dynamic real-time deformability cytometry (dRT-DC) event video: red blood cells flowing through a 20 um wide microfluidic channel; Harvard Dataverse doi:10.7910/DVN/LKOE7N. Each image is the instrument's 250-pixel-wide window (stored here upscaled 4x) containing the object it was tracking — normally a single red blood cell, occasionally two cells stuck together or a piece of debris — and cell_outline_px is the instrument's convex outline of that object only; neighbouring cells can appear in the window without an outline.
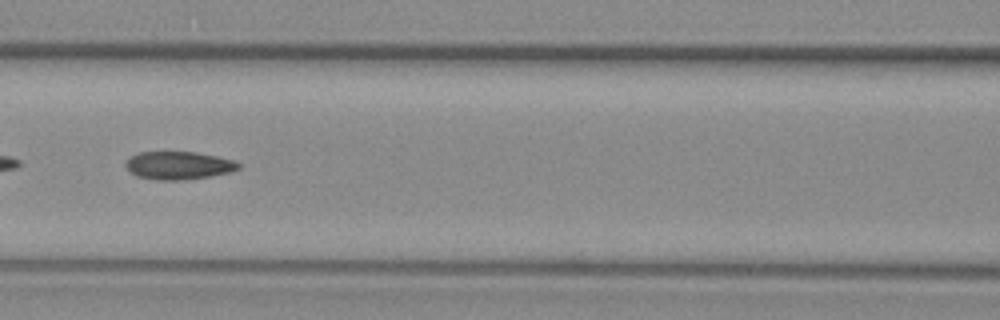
{"species": "common noctule bat (a hibernating species)", "species_latin": "Nyctalus noctula", "temperature_condition": "warm", "stored_images_in_passage": 44, "camera_frame_rate_fps": 3000, "um_per_image_px": 0.085, "animal": {"sex": "female", "body_mass_g": 29.2, "forearm_length_mm": 56.3}, "frame": {"image": 1, "passage_image": 13, "time_ms": 4.0, "image_size_px": [1000, 320], "cell_outline_px": [[240, 168], [228, 172], [208, 176], [180, 180], [156, 180], [136, 176], [124, 164], [132, 156], [140, 152], [196, 152], [216, 156], [232, 160], [240, 164]], "centroid_in_image_um": [15.16, 14.06], "position_along_channel_um": 151.4, "area_um2": 18.03}}
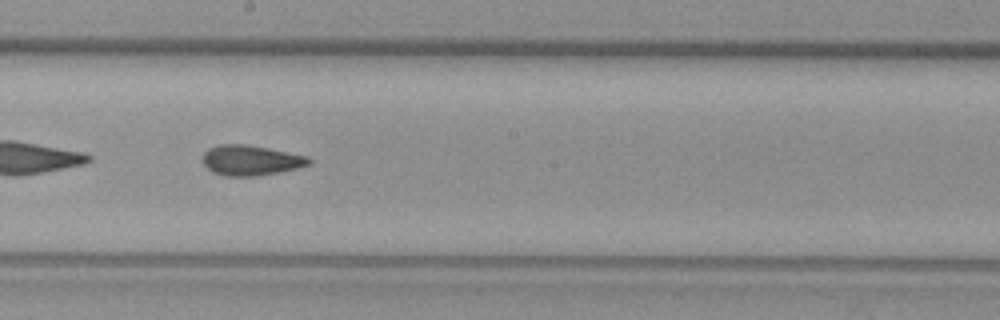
{"frame": {"image": 2, "passage_image": 19, "time_ms": 6.0, "image_size_px": [1000, 320], "cell_outline_px": [[312, 164], [280, 172], [256, 176], [224, 176], [212, 172], [204, 164], [204, 152], [208, 148], [220, 144], [244, 144], [268, 148], [308, 156], [312, 160]], "centroid_in_image_um": [21.33, 13.63], "position_along_channel_um": 226.9, "area_um2": 18.73}}
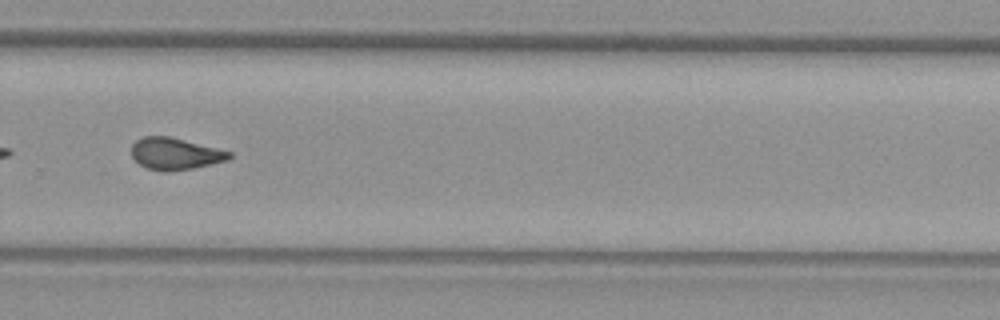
{"frame": {"image": 3, "passage_image": 26, "time_ms": 8.333, "image_size_px": [1000, 320], "cell_outline_px": [[232, 156], [228, 160], [212, 164], [192, 168], [168, 172], [164, 172], [148, 168], [140, 164], [132, 156], [132, 144], [136, 140], [144, 136], [168, 136], [232, 152]], "centroid_in_image_um": [14.89, 13.07], "position_along_channel_um": 314.9, "area_um2": 17.98}, "authors_computed_cell_mechanics": {"area_um2": 18.5827, "velocity_mm_per_s": 3.7876, "shape_relaxation_time_tau1_ms": null, "shape_relaxation_time_tau2_ms": 2.3304, "deformation_change_tau1": null, "deformation_change_tau2": 0.0967}}